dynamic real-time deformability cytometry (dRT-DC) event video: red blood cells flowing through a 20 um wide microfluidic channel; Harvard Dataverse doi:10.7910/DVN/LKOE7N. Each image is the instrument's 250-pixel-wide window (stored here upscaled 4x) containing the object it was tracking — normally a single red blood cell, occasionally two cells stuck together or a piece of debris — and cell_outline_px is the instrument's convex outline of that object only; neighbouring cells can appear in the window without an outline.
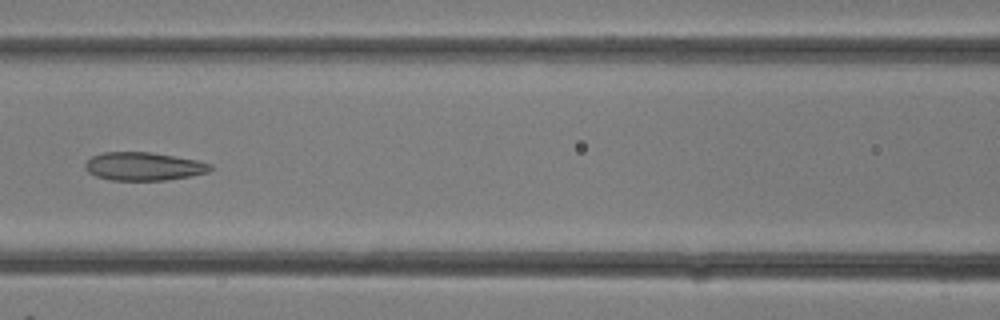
{"species": "common noctule bat (a hibernating species)", "species_latin": "Nyctalus noctula", "temperature_condition": "room temperature", "stored_images_in_passage": 20, "camera_frame_rate_fps": 3000, "um_per_image_px": 0.085, "animal": {"sex": "female"}, "frame": {"image": 1, "passage_image": 11, "time_ms": 3.333, "image_size_px": [1000, 320], "cell_outline_px": [[212, 168], [208, 172], [168, 180], [112, 180], [96, 176], [88, 172], [84, 168], [84, 164], [92, 156], [104, 152], [148, 152], [196, 160], [212, 164]], "centroid_in_image_um": [12.18, 14.14], "position_along_channel_um": 154.4, "area_um2": 20.4}}
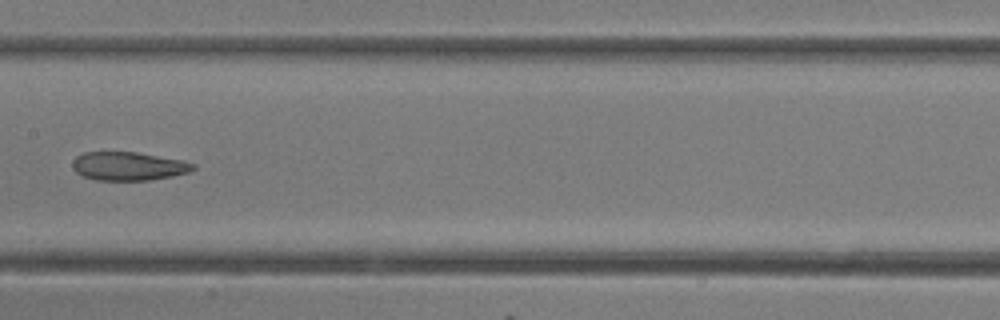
{"frame": {"image": 2, "passage_image": 13, "time_ms": 4.0, "image_size_px": [1000, 320], "cell_outline_px": [[196, 168], [188, 172], [172, 176], [148, 180], [96, 180], [84, 176], [76, 172], [72, 168], [72, 160], [76, 156], [84, 152], [136, 152], [184, 160], [196, 164]], "centroid_in_image_um": [10.92, 14.11], "position_along_channel_um": 196.5, "area_um2": 20.11}}
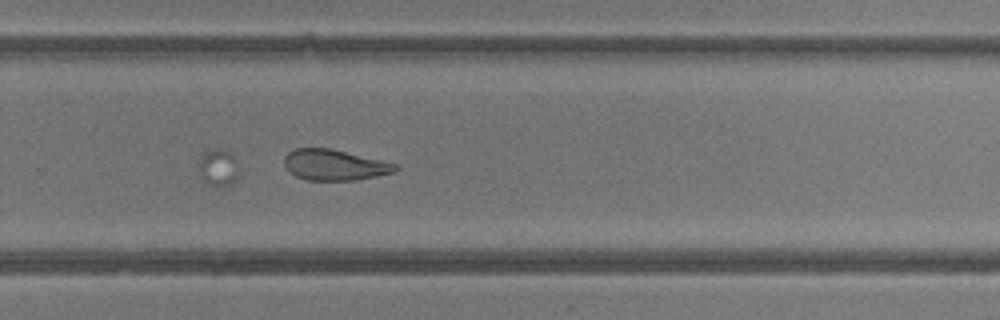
{"frame": {"image": 3, "passage_image": 18, "time_ms": 5.667, "image_size_px": [1000, 320], "cell_outline_px": [[400, 168], [392, 172], [376, 176], [356, 180], [308, 180], [296, 176], [288, 172], [284, 164], [284, 156], [288, 152], [296, 148], [328, 148], [400, 164]], "centroid_in_image_um": [28.43, 14.02], "position_along_channel_um": 301.4, "area_um2": 19.94}}